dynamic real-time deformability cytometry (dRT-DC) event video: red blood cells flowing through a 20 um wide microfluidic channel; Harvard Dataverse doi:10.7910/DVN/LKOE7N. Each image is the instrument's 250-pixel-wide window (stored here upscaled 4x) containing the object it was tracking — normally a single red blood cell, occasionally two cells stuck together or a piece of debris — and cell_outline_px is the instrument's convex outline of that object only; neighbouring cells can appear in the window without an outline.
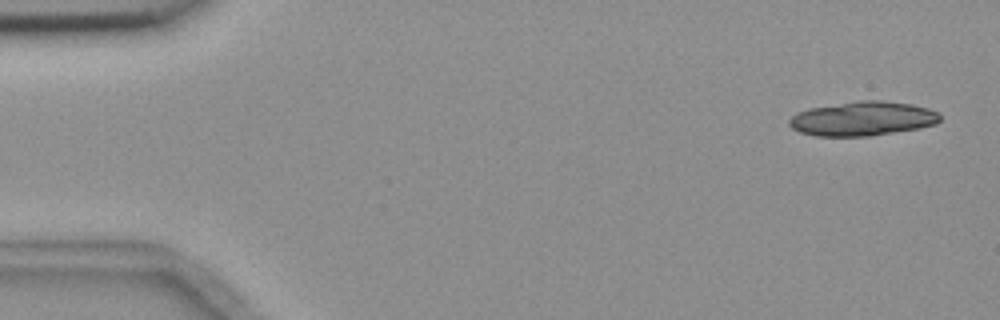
{"species": "common noctule bat (a hibernating species)", "species_latin": "Nyctalus noctula", "temperature_condition": "room temperature", "stored_images_in_passage": 7, "segment_of_instrument_passage": [1, 2], "camera_frame_rate_fps": 3000, "um_per_image_px": 0.085, "animal": {"sex": "female", "body_mass_g": 18.4}, "frame": {"image": 1, "passage_image": 1, "time_ms": 0.0, "image_size_px": [1000, 320], "cell_outline_px": [[940, 120], [936, 124], [920, 128], [868, 136], [816, 136], [800, 132], [792, 128], [788, 124], [788, 120], [796, 112], [808, 108], [860, 100], [884, 100], [912, 104], [928, 108], [940, 112]], "centroid_in_image_um": [73.33, 10.08], "position_along_channel_um": 11.7, "area_um2": 30.35}}